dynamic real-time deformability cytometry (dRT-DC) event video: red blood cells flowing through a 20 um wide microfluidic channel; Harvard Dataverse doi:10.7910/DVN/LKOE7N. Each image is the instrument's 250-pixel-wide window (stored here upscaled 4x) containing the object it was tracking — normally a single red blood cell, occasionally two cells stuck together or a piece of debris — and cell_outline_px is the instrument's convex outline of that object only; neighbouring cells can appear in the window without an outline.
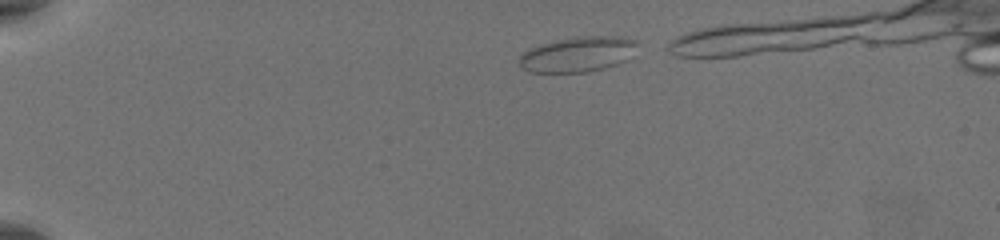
{"species": "common noctule bat (a hibernating species)", "species_latin": "Nyctalus noctula", "temperature_condition": "warm", "stored_images_in_passage": 40, "camera_frame_rate_fps": 3000, "um_per_image_px": 0.085, "animal": {"sex": "female", "body_mass_g": 19.5, "forearm_length_mm": 54.1}, "frame": {"image": 1, "passage_image": 2, "time_ms": 0.333, "image_size_px": [1000, 240], "cell_outline_px": [[640, 44], [628, 60], [604, 68], [588, 72], [528, 72], [520, 68], [520, 56], [524, 52], [540, 44], [552, 40], [576, 36], [620, 36], [636, 40]], "centroid_in_image_um": [49.15, 4.6], "position_along_channel_um": 35.9, "area_um2": 24.57}}
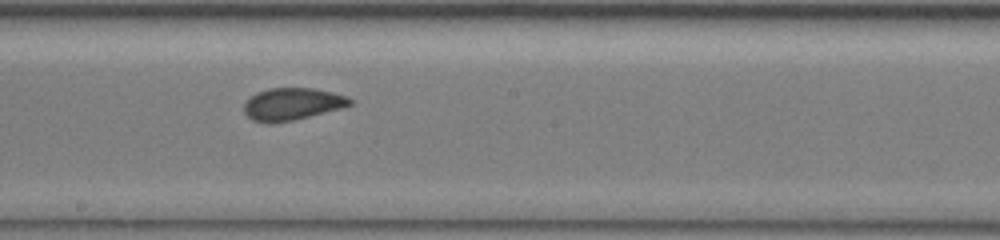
{"frame": {"image": 2, "passage_image": 23, "time_ms": 7.333, "image_size_px": [1000, 240], "cell_outline_px": [[352, 104], [340, 108], [292, 120], [268, 124], [252, 120], [244, 112], [244, 104], [248, 96], [256, 92], [268, 88], [312, 88], [332, 92], [348, 96], [352, 100]], "centroid_in_image_um": [24.78, 8.83], "position_along_channel_um": 223.4, "area_um2": 19.88}}
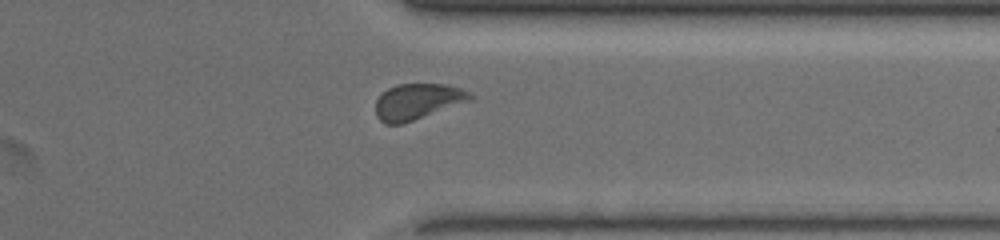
{"frame": {"image": 3, "passage_image": 35, "time_ms": 11.333, "image_size_px": [1000, 240], "cell_outline_px": [[476, 96], [472, 100], [404, 124], [384, 124], [376, 116], [376, 100], [388, 88], [396, 84], [444, 84], [460, 88]], "centroid_in_image_um": [35.5, 8.64], "position_along_channel_um": 375.9, "area_um2": 19.88}}